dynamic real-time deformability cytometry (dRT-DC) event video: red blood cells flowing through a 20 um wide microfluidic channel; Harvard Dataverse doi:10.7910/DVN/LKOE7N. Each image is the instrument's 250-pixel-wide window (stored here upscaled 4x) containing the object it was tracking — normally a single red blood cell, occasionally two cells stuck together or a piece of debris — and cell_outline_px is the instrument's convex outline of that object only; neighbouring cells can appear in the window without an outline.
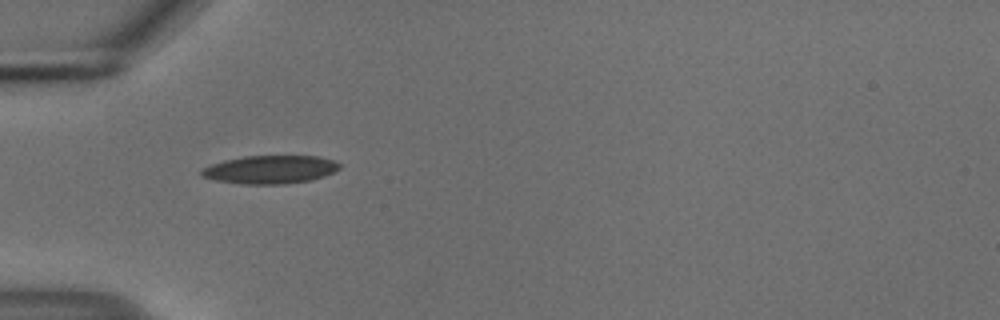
{"species": "common noctule bat (a hibernating species)", "species_latin": "Nyctalus noctula", "temperature_condition": "cold", "stored_images_in_passage": 26, "camera_frame_rate_fps": 3000, "um_per_image_px": 0.085, "animal": {"sex": "male", "body_mass_g": 18.8}, "frame": {"image": 1, "passage_image": 1, "time_ms": 0.0, "image_size_px": [1000, 320], "cell_outline_px": [[340, 168], [336, 172], [312, 180], [284, 184], [240, 184], [216, 180], [200, 176], [200, 172], [204, 168], [212, 164], [224, 160], [244, 156], [320, 156], [332, 160], [340, 164]], "centroid_in_image_um": [22.99, 14.41], "position_along_channel_um": 62.0, "area_um2": 22.77}}
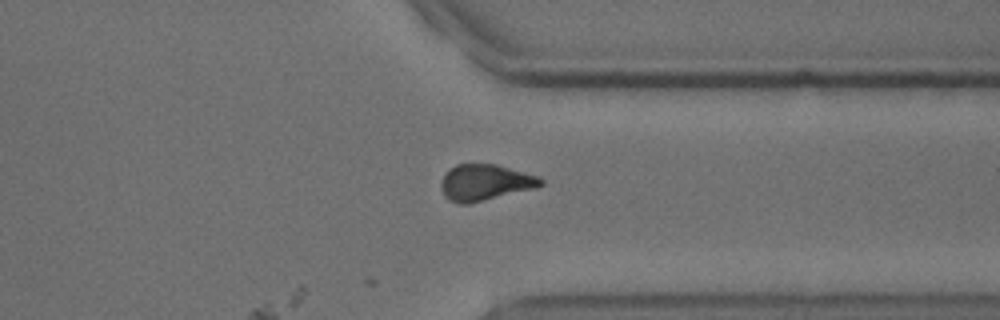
{"frame": {"image": 2, "passage_image": 26, "time_ms": 8.333, "image_size_px": [1000, 320], "cell_outline_px": [[544, 184], [536, 188], [468, 204], [460, 204], [448, 200], [444, 196], [440, 188], [440, 184], [444, 172], [456, 164], [496, 164], [540, 176], [544, 180]], "centroid_in_image_um": [41.22, 15.51], "position_along_channel_um": 370.2, "area_um2": 21.33}}